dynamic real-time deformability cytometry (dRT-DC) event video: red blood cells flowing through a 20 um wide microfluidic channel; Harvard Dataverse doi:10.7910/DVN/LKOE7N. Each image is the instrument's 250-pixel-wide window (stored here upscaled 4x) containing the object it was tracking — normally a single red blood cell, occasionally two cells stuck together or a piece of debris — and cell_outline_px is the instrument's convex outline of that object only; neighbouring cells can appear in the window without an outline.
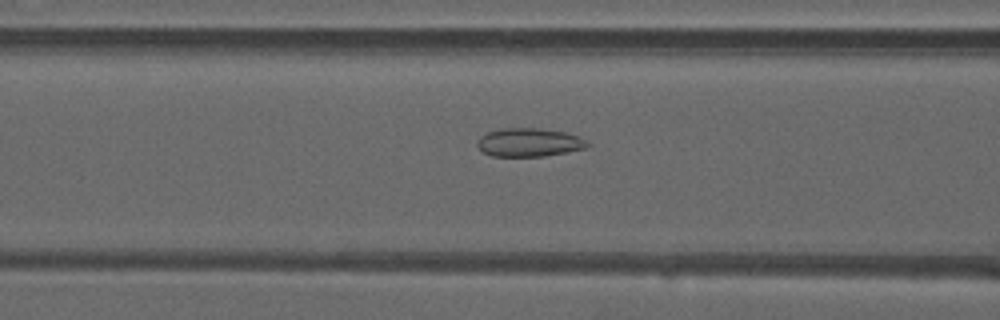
{"species": "common noctule bat (a hibernating species)", "species_latin": "Nyctalus noctula", "temperature_condition": "warm", "stored_images_in_passage": 39, "camera_frame_rate_fps": 3000, "um_per_image_px": 0.085, "animal": {"sex": "male", "forearm_length_mm": 52.5}, "frame": {"image": 1, "passage_image": 10, "time_ms": 3.0, "image_size_px": [1000, 320], "cell_outline_px": [[592, 144], [584, 148], [544, 156], [492, 156], [484, 152], [476, 144], [476, 140], [480, 136], [488, 132], [500, 128], [540, 128], [564, 132], [580, 136]], "centroid_in_image_um": [44.96, 12.09], "position_along_channel_um": 121.6, "area_um2": 18.26}}
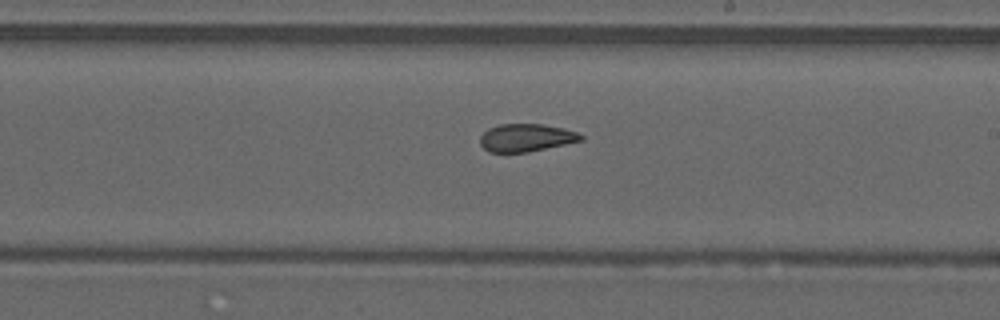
{"frame": {"image": 2, "passage_image": 19, "time_ms": 6.0, "image_size_px": [1000, 320], "cell_outline_px": [[584, 140], [528, 152], [488, 152], [480, 144], [480, 136], [488, 128], [500, 124], [544, 124], [564, 128], [576, 132], [584, 136]], "centroid_in_image_um": [44.72, 11.7], "position_along_channel_um": 244.3, "area_um2": 16.36}}
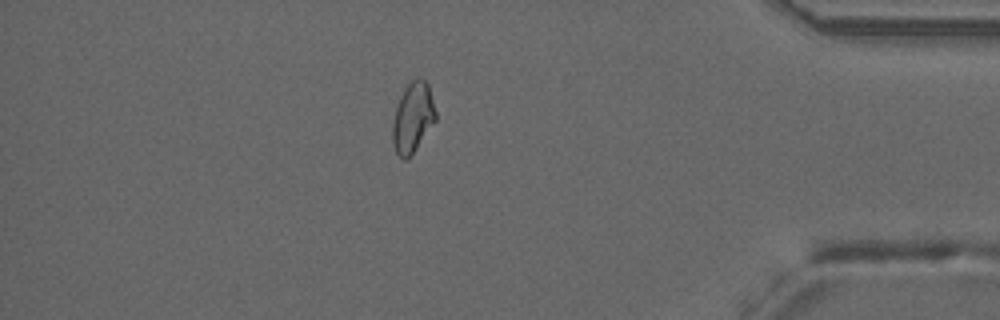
{"frame": {"image": 3, "passage_image": 33, "time_ms": 10.667, "image_size_px": [1000, 320], "cell_outline_px": [[436, 120], [412, 152], [404, 160], [396, 152], [392, 144], [392, 124], [396, 108], [400, 96], [404, 88], [416, 76], [420, 76], [428, 84], [436, 112]], "centroid_in_image_um": [35.07, 9.94], "position_along_channel_um": 400.1, "area_um2": 17.34}, "authors_computed_cell_mechanics": {"area_um2": 17.5134, "velocity_mm_per_s": 4.0972, "shape_relaxation_time_tau1_ms": null, "shape_relaxation_time_tau2_ms": 1.6434, "deformation_change_tau1": null, "deformation_change_tau2": 0.0735}}